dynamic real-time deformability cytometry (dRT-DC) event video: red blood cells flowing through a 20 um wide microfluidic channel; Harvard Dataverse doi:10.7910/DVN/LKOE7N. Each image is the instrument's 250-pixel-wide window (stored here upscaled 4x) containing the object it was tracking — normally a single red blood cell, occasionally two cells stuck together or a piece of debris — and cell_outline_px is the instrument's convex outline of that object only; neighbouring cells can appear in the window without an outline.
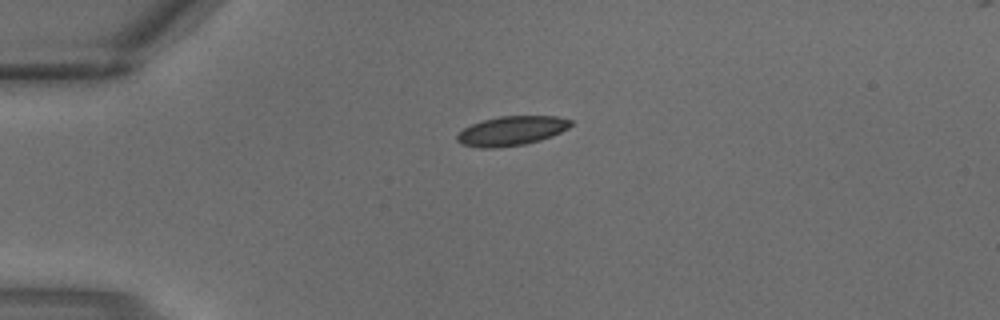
{"species": "common noctule bat (a hibernating species)", "species_latin": "Nyctalus noctula", "temperature_condition": "warm", "stored_images_in_passage": 2, "camera_frame_rate_fps": 3000, "um_per_image_px": 0.085, "animal": {"sex": "male", "body_mass_g": 18.8}, "frame": {"image": 1, "passage_image": 1, "time_ms": 0.0, "image_size_px": [1000, 320], "cell_outline_px": [[572, 124], [568, 128], [552, 136], [540, 140], [524, 144], [496, 148], [480, 148], [460, 144], [456, 140], [456, 136], [464, 128], [472, 124], [484, 120], [500, 116], [556, 116], [572, 120]], "centroid_in_image_um": [43.47, 11.13], "position_along_channel_um": 41.5, "area_um2": 19.42}}
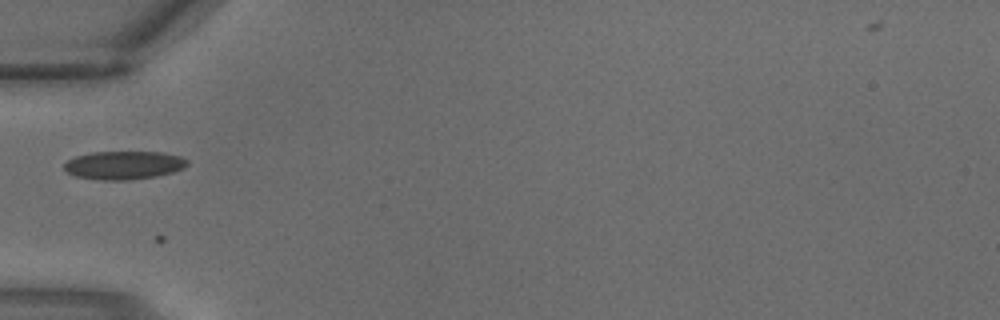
{"frame": {"image": 2, "passage_image": 2, "time_ms": 0.333, "image_size_px": [1000, 320], "cell_outline_px": [[188, 164], [184, 168], [172, 172], [156, 176], [128, 180], [100, 180], [76, 176], [68, 172], [64, 168], [64, 164], [68, 160], [76, 156], [92, 152], [164, 152], [180, 156], [188, 160]], "centroid_in_image_um": [10.55, 14.03], "position_along_channel_um": 74.5, "area_um2": 20.29}}